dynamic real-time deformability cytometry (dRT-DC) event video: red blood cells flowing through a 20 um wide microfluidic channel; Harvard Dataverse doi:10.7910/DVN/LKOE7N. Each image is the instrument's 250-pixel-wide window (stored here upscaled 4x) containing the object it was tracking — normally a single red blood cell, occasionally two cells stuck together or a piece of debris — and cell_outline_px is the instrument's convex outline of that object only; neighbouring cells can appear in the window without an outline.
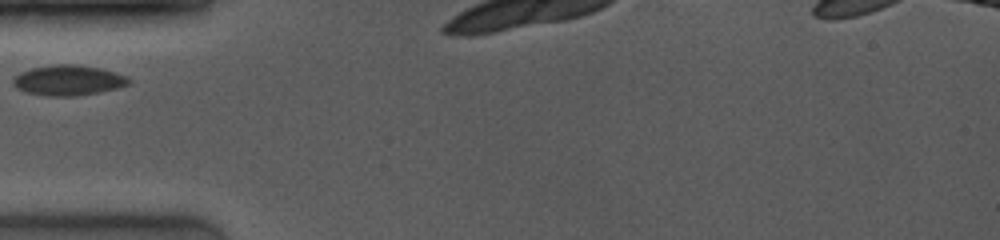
{"species": "common noctule bat (a hibernating species)", "species_latin": "Nyctalus noctula", "temperature_condition": "room temperature", "stored_images_in_passage": 47, "camera_frame_rate_fps": 4000, "um_per_image_px": 0.085, "animal": {"sex": "female", "body_mass_g": 19.0, "forearm_length_mm": 53.3}, "frame": {"image": 1, "passage_image": 1, "time_ms": 0.0, "image_size_px": [1000, 240], "cell_outline_px": [[132, 84], [100, 92], [76, 96], [44, 96], [24, 92], [12, 84], [12, 80], [20, 72], [32, 68], [56, 64], [72, 64], [100, 68], [128, 76], [132, 80]], "centroid_in_image_um": [5.82, 6.83], "position_along_channel_um": 79.2, "area_um2": 20.58}}
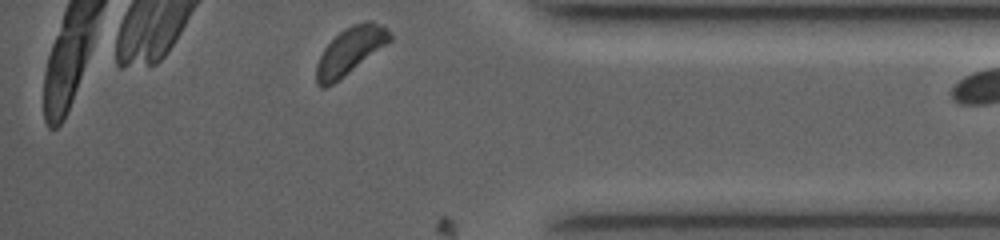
{"frame": {"image": 2, "passage_image": 45, "time_ms": 8.5, "image_size_px": [1000, 240], "cell_outline_px": [[392, 40], [332, 84], [324, 88], [320, 88], [316, 84], [316, 64], [324, 48], [344, 28], [352, 24], [364, 20], [372, 20], [388, 28], [392, 36]], "centroid_in_image_um": [29.76, 4.28], "position_along_channel_um": 405.4, "area_um2": 19.88}}